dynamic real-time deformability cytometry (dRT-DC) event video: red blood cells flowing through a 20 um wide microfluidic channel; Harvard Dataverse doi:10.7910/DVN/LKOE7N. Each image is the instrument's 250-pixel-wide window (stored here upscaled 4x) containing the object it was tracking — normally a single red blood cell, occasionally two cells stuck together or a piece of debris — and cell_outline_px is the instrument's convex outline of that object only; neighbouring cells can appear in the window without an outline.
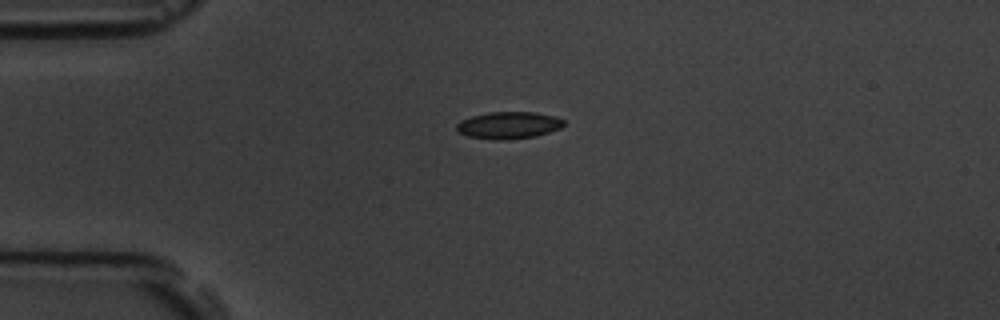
{"species": "common noctule bat (a hibernating species)", "species_latin": "Nyctalus noctula", "temperature_condition": "room temperature", "stored_images_in_passage": 12, "camera_frame_rate_fps": 3000, "um_per_image_px": 0.085, "animal": {"sex": "male", "body_mass_g": 19.5, "forearm_length_mm": 54.6}, "frame": {"image": 1, "passage_image": 1, "time_ms": 0.0, "image_size_px": [1000, 320], "cell_outline_px": [[564, 124], [560, 128], [536, 136], [504, 140], [500, 140], [468, 136], [456, 132], [456, 124], [460, 120], [472, 116], [488, 112], [536, 112], [556, 116], [564, 120]], "centroid_in_image_um": [43.22, 10.63], "position_along_channel_um": 41.8, "area_um2": 16.94}}
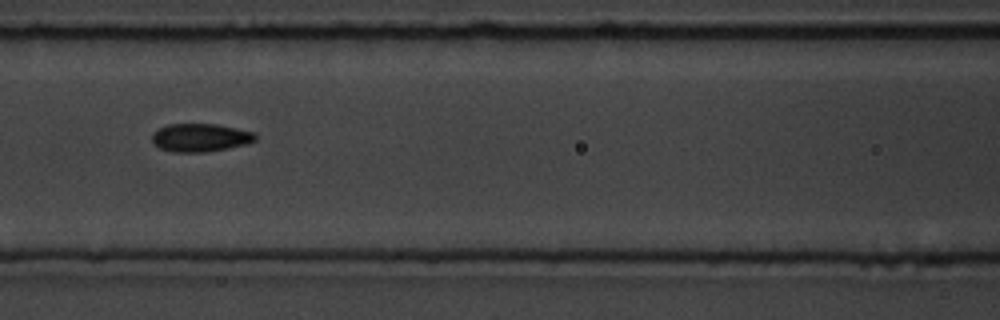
{"frame": {"image": 2, "passage_image": 4, "time_ms": 3.667, "image_size_px": [1000, 320], "cell_outline_px": [[256, 140], [248, 144], [228, 148], [204, 152], [172, 152], [160, 148], [152, 144], [152, 132], [168, 124], [216, 124], [256, 132]], "centroid_in_image_um": [17.03, 11.7], "position_along_channel_um": 149.6, "area_um2": 17.11}}
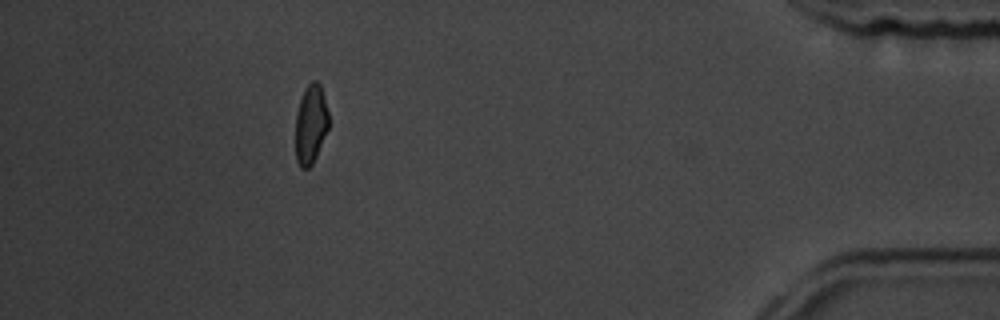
{"frame": {"image": 3, "passage_image": 11, "time_ms": 12.333, "image_size_px": [1000, 320], "cell_outline_px": [[328, 128], [316, 156], [312, 164], [308, 168], [300, 168], [296, 160], [296, 112], [304, 88], [312, 80], [316, 80], [320, 84], [324, 96], [328, 112]], "centroid_in_image_um": [26.4, 10.54], "position_along_channel_um": 408.8, "area_um2": 15.26}, "authors_computed_cell_mechanics": {"area_um2": 16.6175, "velocity_mm_per_s": 3.6327, "shape_relaxation_time_tau1_ms": 2.923, "shape_relaxation_time_tau2_ms": 1.5806, "deformation_change_tau1": 0.086, "deformation_change_tau2": 0.0413}}